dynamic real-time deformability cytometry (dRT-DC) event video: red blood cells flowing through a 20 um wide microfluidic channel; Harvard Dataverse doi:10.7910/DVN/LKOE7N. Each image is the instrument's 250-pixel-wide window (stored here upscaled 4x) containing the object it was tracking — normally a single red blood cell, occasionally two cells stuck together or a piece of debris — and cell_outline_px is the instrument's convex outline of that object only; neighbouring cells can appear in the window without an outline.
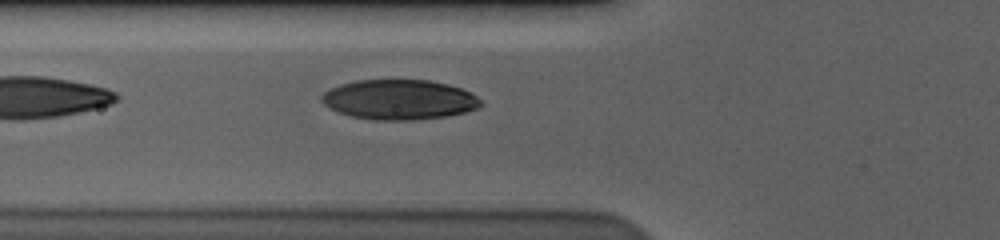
{"species": "human", "species_latin": "Homo sapiens", "temperature_condition": "cold", "stored_images_in_passage": 24, "camera_frame_rate_fps": 3000, "um_per_image_px": 0.085, "donor": {"sex": "male"}, "frame": {"image": 1, "passage_image": 3, "time_ms": 0.667, "image_size_px": [1000, 240], "cell_outline_px": [[480, 104], [476, 108], [464, 112], [444, 116], [412, 120], [376, 120], [352, 116], [328, 108], [320, 100], [320, 96], [324, 92], [340, 84], [356, 80], [428, 80], [448, 84], [460, 88], [476, 96], [480, 100]], "centroid_in_image_um": [33.88, 8.46], "position_along_channel_um": 91.9, "area_um2": 36.7}}
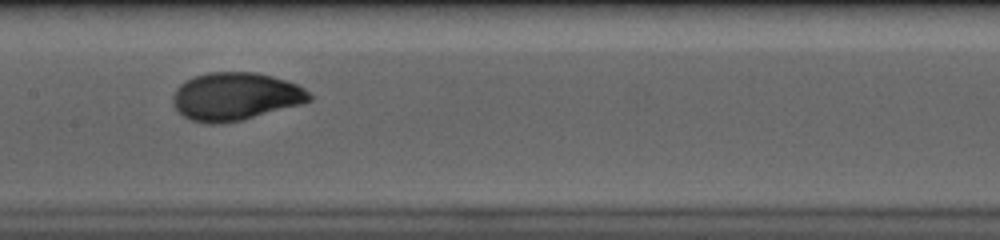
{"frame": {"image": 2, "passage_image": 11, "time_ms": 3.333, "image_size_px": [1000, 240], "cell_outline_px": [[312, 100], [300, 104], [240, 120], [220, 124], [204, 124], [192, 120], [184, 116], [172, 104], [172, 96], [176, 88], [180, 84], [196, 76], [208, 72], [256, 72], [272, 76], [296, 84], [304, 88], [312, 96]], "centroid_in_image_um": [19.98, 8.2], "position_along_channel_um": 187.4, "area_um2": 37.8}}
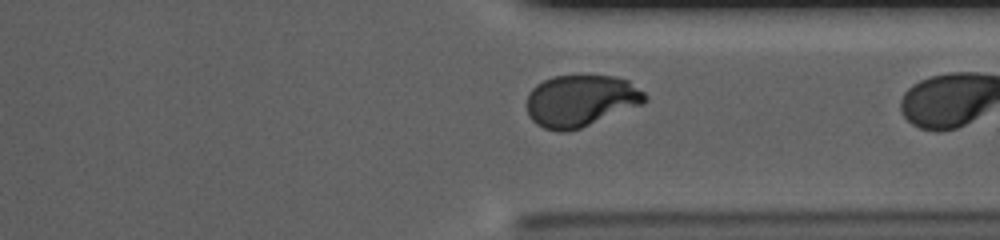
{"frame": {"image": 3, "passage_image": 23, "time_ms": 7.333, "image_size_px": [1000, 240], "cell_outline_px": [[648, 100], [644, 104], [580, 128], [568, 132], [560, 132], [544, 128], [536, 124], [528, 116], [528, 92], [536, 84], [552, 76], [612, 76], [628, 80], [644, 92], [648, 96]], "centroid_in_image_um": [49.37, 8.57], "position_along_channel_um": 362.0, "area_um2": 35.78}}